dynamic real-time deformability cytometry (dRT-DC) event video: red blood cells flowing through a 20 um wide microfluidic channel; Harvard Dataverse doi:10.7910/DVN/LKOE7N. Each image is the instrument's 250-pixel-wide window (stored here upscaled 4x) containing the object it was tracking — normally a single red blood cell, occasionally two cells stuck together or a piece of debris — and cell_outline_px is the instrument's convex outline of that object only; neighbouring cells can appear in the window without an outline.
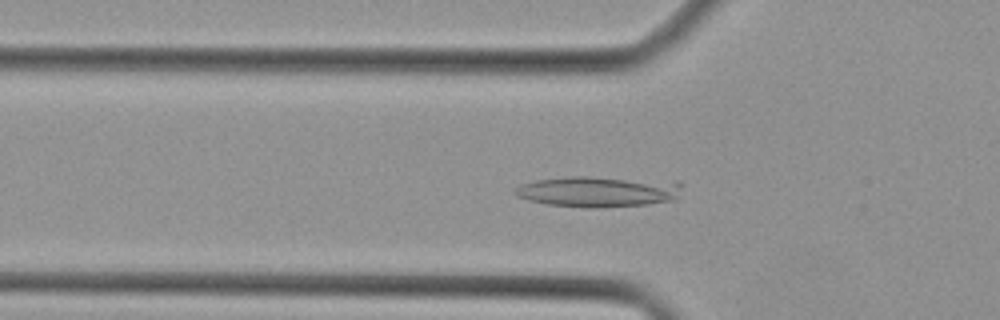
{"species": "Egyptian fruit bat (a non-hibernating species)", "species_latin": "Rousettus aegyptiacus", "temperature_condition": "cold", "stored_images_in_passage": 43, "camera_frame_rate_fps": 3000, "um_per_image_px": 0.085, "animal": {"sex": "female"}, "frame": {"image": 1, "passage_image": 14, "time_ms": 4.333, "image_size_px": [1000, 320], "cell_outline_px": [[684, 184], [676, 196], [672, 200], [648, 204], [596, 208], [584, 208], [548, 204], [528, 200], [516, 196], [512, 192], [520, 184], [536, 180], [572, 176], [588, 176], [676, 180]], "centroid_in_image_um": [50.88, 16.26], "position_along_channel_um": 74.9, "area_um2": 30.46}}
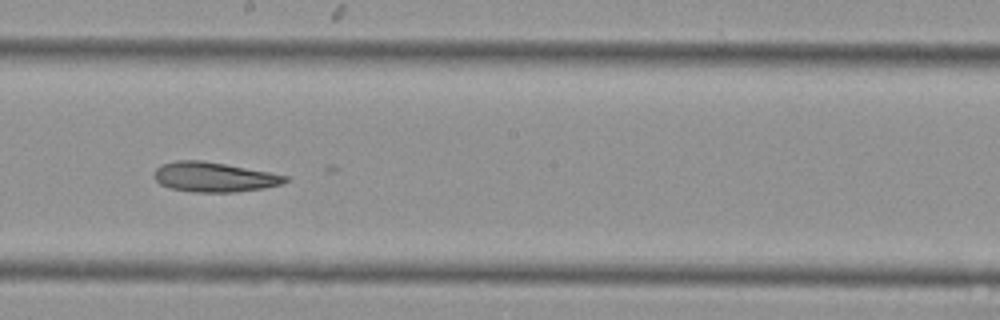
{"frame": {"image": 2, "passage_image": 24, "time_ms": 7.667, "image_size_px": [1000, 320], "cell_outline_px": [[288, 180], [280, 184], [264, 188], [236, 192], [192, 192], [168, 188], [160, 184], [156, 180], [156, 168], [160, 164], [176, 160], [200, 160], [224, 164], [268, 172], [288, 176]], "centroid_in_image_um": [18.16, 15.05], "position_along_channel_um": 230.0, "area_um2": 22.54}}
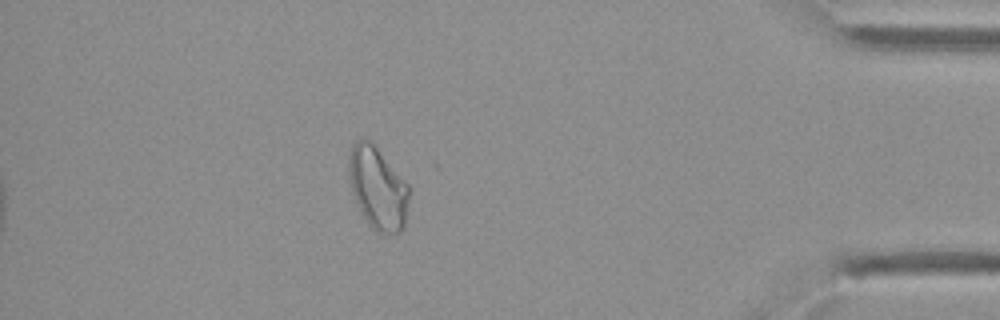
{"frame": {"image": 3, "passage_image": 38, "time_ms": 12.333, "image_size_px": [1000, 320], "cell_outline_px": [[412, 188], [404, 228], [400, 232], [376, 232], [368, 224], [360, 212], [352, 192], [348, 172], [348, 156], [352, 144], [356, 140], [368, 140], [376, 148]], "centroid_in_image_um": [32.12, 16.02], "position_along_channel_um": 403.1, "area_um2": 29.02}}